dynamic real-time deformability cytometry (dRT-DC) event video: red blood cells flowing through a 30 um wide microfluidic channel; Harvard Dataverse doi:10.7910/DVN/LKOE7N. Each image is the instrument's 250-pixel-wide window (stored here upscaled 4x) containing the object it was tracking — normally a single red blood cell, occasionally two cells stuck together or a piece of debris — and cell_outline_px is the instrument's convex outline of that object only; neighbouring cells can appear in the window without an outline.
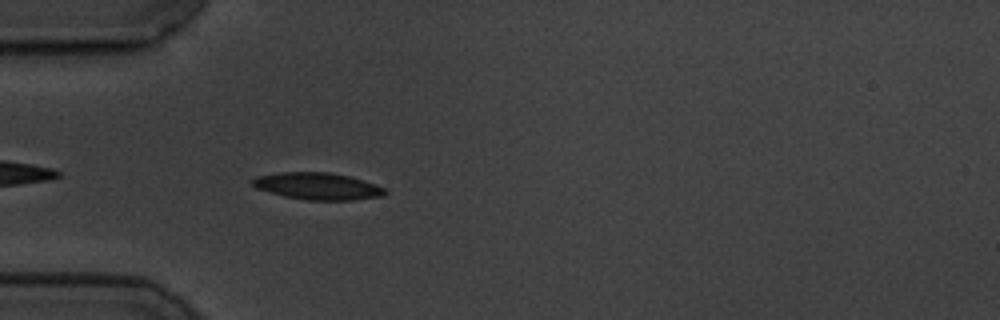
{"species": "common noctule bat (a hibernating species)", "species_latin": "Nyctalus noctula", "temperature_condition": "cold", "stored_images_in_passage": 44, "camera_frame_rate_fps": 3000, "um_per_image_px": 0.085, "animal": {"sex": "male", "body_mass_g": 19.5, "forearm_length_mm": 54.6}, "frame": {"image": 1, "passage_image": 3, "time_ms": 0.667, "image_size_px": [1000, 320], "cell_outline_px": [[388, 192], [384, 196], [352, 200], [308, 200], [284, 196], [256, 188], [252, 184], [252, 180], [256, 176], [280, 172], [328, 172], [348, 176], [376, 184], [388, 188]], "centroid_in_image_um": [27.05, 15.82], "position_along_channel_um": 58.0, "area_um2": 20.87}}
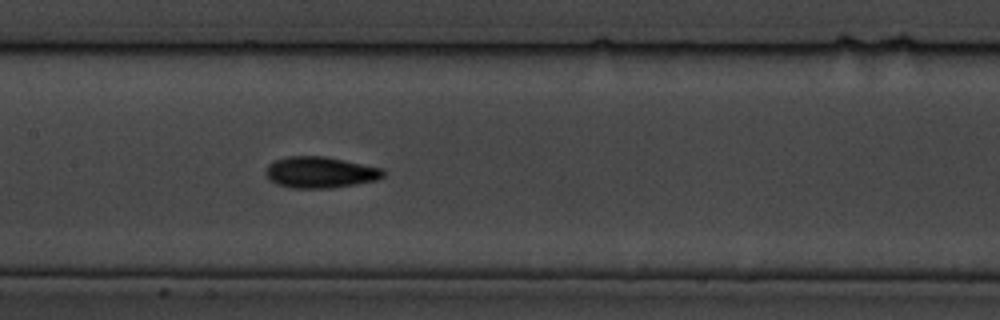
{"frame": {"image": 2, "passage_image": 14, "time_ms": 4.333, "image_size_px": [1000, 320], "cell_outline_px": [[384, 176], [376, 180], [356, 184], [332, 188], [292, 188], [276, 184], [264, 172], [268, 164], [276, 160], [288, 156], [324, 156], [384, 168]], "centroid_in_image_um": [27.23, 14.65], "position_along_channel_um": 180.2, "area_um2": 21.39}}
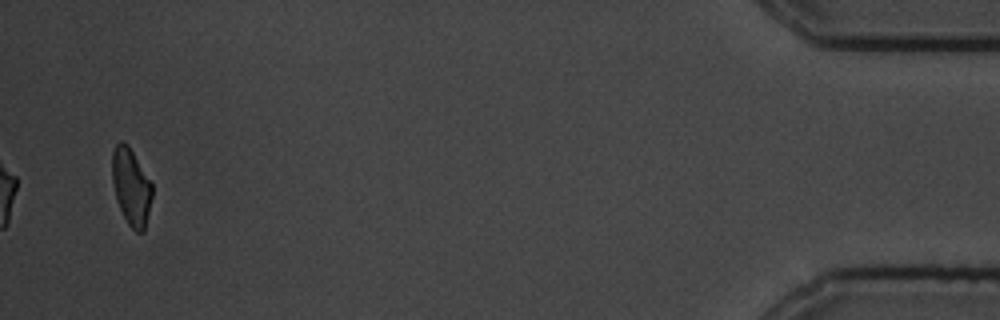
{"frame": {"image": 3, "passage_image": 42, "time_ms": 13.667, "image_size_px": [1000, 320], "cell_outline_px": [[152, 196], [144, 232], [136, 232], [128, 224], [116, 200], [112, 180], [112, 152], [116, 144], [120, 140], [124, 140], [128, 144], [152, 184]], "centroid_in_image_um": [11.13, 15.85], "position_along_channel_um": 424.1, "area_um2": 17.86}, "authors_computed_cell_mechanics": {"area_um2": 19.7098, "velocity_mm_per_s": 3.4651, "shape_relaxation_time_tau1_ms": 3.2663, "shape_relaxation_time_tau2_ms": 7.3386, "deformation_change_tau1": 0.1484, "deformation_change_tau2": 0.1308}}